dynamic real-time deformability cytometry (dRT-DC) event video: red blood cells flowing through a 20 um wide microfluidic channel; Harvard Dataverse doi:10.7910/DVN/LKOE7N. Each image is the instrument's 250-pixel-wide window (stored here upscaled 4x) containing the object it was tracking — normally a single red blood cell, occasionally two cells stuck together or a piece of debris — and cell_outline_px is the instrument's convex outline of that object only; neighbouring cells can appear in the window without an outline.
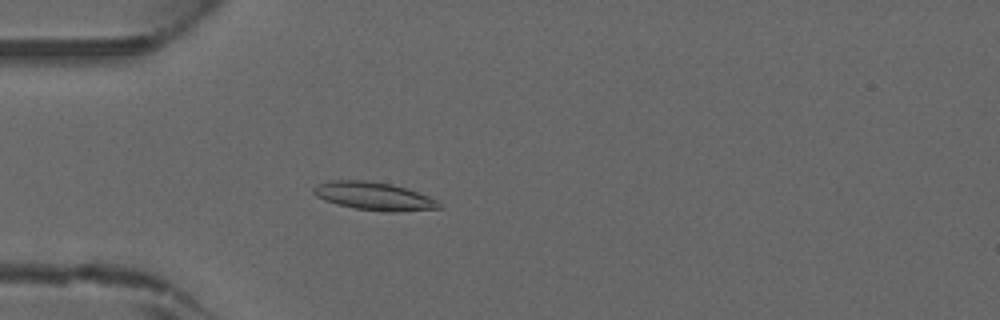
{"species": "common noctule bat (a hibernating species)", "species_latin": "Nyctalus noctula", "temperature_condition": "warm", "stored_images_in_passage": 43, "camera_frame_rate_fps": 3000, "um_per_image_px": 0.085, "animal": {"sex": "male", "forearm_length_mm": 52.5}, "frame": {"image": 1, "passage_image": 11, "time_ms": 3.333, "image_size_px": [1000, 320], "cell_outline_px": [[444, 208], [400, 212], [388, 212], [356, 208], [336, 204], [324, 200], [316, 196], [312, 192], [312, 188], [320, 184], [332, 180], [364, 180], [392, 184], [428, 196], [444, 204]], "centroid_in_image_um": [31.82, 16.68], "position_along_channel_um": 53.2, "area_um2": 20.52}}
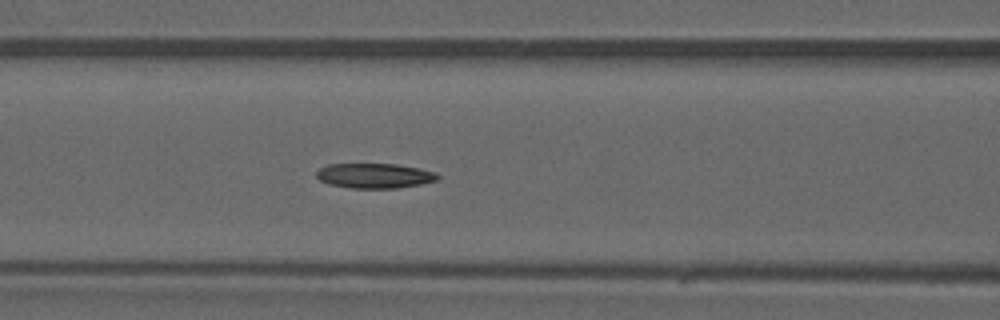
{"frame": {"image": 2, "passage_image": 17, "time_ms": 5.333, "image_size_px": [1000, 320], "cell_outline_px": [[440, 176], [436, 180], [420, 184], [396, 188], [352, 188], [328, 184], [320, 180], [316, 176], [316, 172], [320, 168], [328, 164], [396, 164], [420, 168], [436, 172]], "centroid_in_image_um": [31.83, 14.93], "position_along_channel_um": 134.8, "area_um2": 17.57}}
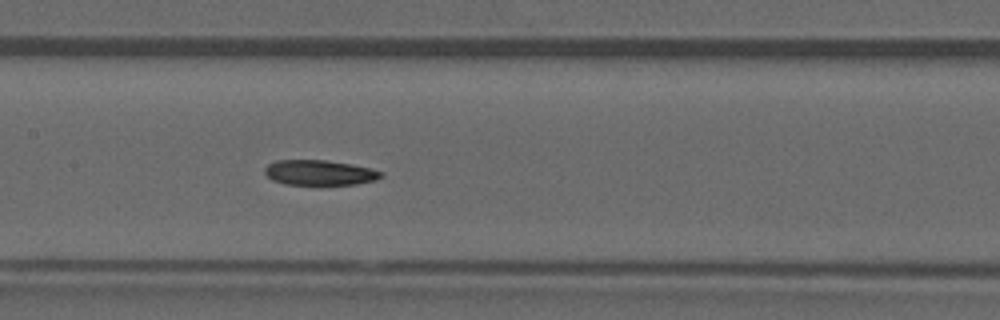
{"frame": {"image": 3, "passage_image": 20, "time_ms": 6.333, "image_size_px": [1000, 320], "cell_outline_px": [[384, 176], [376, 180], [356, 184], [316, 188], [284, 184], [272, 180], [264, 172], [264, 168], [268, 164], [276, 160], [324, 160], [352, 164], [384, 172]], "centroid_in_image_um": [27.16, 14.73], "position_along_channel_um": 180.2, "area_um2": 18.03}}